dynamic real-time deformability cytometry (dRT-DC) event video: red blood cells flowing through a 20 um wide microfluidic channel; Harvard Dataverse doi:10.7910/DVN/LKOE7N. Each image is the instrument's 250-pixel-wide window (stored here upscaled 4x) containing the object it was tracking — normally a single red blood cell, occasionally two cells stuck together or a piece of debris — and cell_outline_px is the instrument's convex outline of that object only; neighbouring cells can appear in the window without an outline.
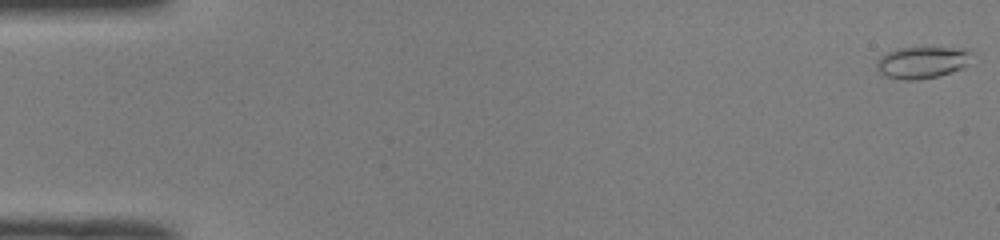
{"species": "common noctule bat (a hibernating species)", "species_latin": "Nyctalus noctula", "temperature_condition": "room temperature", "stored_images_in_passage": 51, "camera_frame_rate_fps": 3000, "um_per_image_px": 0.085, "animal": {"sex": "male", "body_mass_g": 19.0, "forearm_length_mm": 50.8}, "frame": {"image": 1, "passage_image": 1, "time_ms": 0.0, "image_size_px": [1000, 240], "cell_outline_px": [[980, 60], [964, 68], [952, 72], [936, 76], [916, 80], [900, 80], [888, 76], [880, 72], [876, 68], [876, 60], [880, 56], [896, 48], [968, 48]], "centroid_in_image_um": [78.53, 5.29], "position_along_channel_um": 6.5, "area_um2": 18.26}}
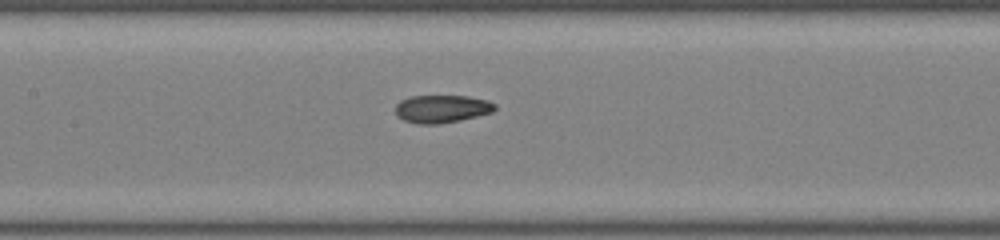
{"frame": {"image": 2, "passage_image": 25, "time_ms": 8.0, "image_size_px": [1000, 240], "cell_outline_px": [[496, 108], [492, 112], [460, 120], [436, 124], [420, 124], [404, 120], [396, 116], [396, 104], [400, 100], [408, 96], [468, 96], [488, 100], [496, 104]], "centroid_in_image_um": [37.54, 9.24], "position_along_channel_um": 169.9, "area_um2": 16.13}}
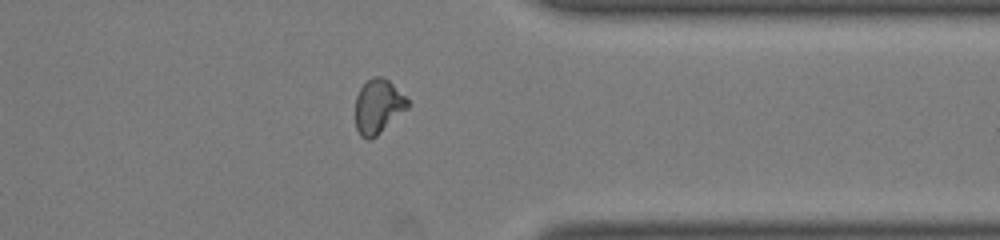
{"frame": {"image": 3, "passage_image": 41, "time_ms": 13.333, "image_size_px": [1000, 240], "cell_outline_px": [[408, 108], [376, 136], [368, 140], [360, 136], [356, 128], [356, 96], [360, 88], [372, 76], [384, 76], [408, 100]], "centroid_in_image_um": [32.12, 9.04], "position_along_channel_um": 379.3, "area_um2": 16.36}, "authors_computed_cell_mechanics": {"area_um2": 16.2996, "velocity_mm_per_s": 4.043, "shape_relaxation_time_tau1_ms": null, "shape_relaxation_time_tau2_ms": 2.356, "deformation_change_tau1": null, "deformation_change_tau2": 0.0831}}